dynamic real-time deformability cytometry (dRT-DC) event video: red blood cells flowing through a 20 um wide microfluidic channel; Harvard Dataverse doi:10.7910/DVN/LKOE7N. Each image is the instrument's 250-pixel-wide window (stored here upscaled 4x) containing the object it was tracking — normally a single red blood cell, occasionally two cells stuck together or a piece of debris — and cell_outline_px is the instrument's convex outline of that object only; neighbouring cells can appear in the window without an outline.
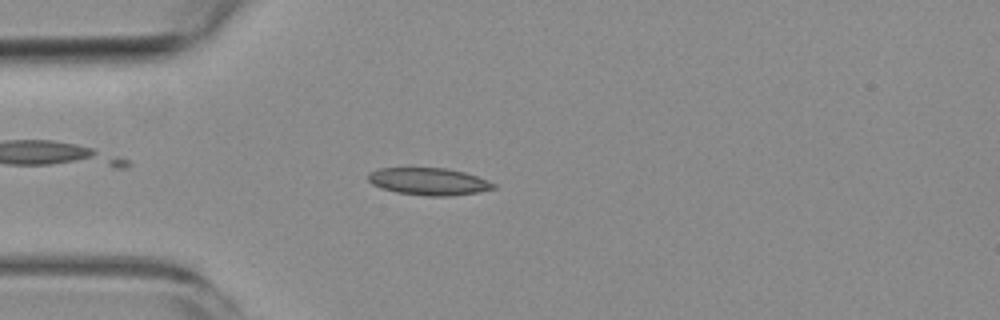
{"species": "common noctule bat (a hibernating species)", "species_latin": "Nyctalus noctula", "temperature_condition": "room temperature", "stored_images_in_passage": 6, "camera_frame_rate_fps": 3000, "um_per_image_px": 0.085, "animal": {"sex": "female", "body_mass_g": 19.3, "forearm_length_mm": 54.1}, "frame": {"image": 1, "passage_image": 5, "time_ms": 5.667, "image_size_px": [1000, 320], "cell_outline_px": [[496, 188], [476, 192], [452, 196], [428, 196], [396, 192], [380, 188], [372, 184], [368, 180], [368, 172], [380, 168], [444, 168], [464, 172], [488, 180], [496, 184]], "centroid_in_image_um": [36.42, 15.43], "position_along_channel_um": 48.6, "area_um2": 19.88}}